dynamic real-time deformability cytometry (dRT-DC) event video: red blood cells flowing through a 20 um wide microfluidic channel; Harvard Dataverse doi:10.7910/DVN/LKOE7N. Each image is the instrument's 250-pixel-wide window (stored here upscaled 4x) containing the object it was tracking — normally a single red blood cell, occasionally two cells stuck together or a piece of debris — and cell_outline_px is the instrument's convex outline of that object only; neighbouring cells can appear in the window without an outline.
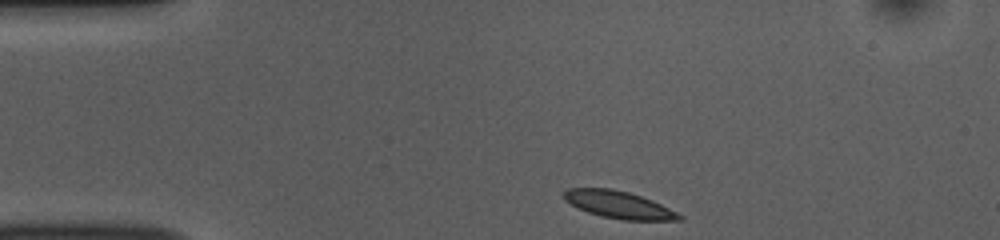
{"species": "common noctule bat (a hibernating species)", "species_latin": "Nyctalus noctula", "temperature_condition": "room temperature", "stored_images_in_passage": 44, "camera_frame_rate_fps": 3000, "um_per_image_px": 0.085, "animal": {"sex": "female", "body_mass_g": 10.0, "forearm_length_mm": 53.1}, "frame": {"image": 1, "passage_image": 1, "time_ms": 0.0, "image_size_px": [1000, 240], "cell_outline_px": [[684, 220], [620, 220], [600, 216], [588, 212], [564, 200], [564, 192], [568, 188], [612, 188], [628, 192], [652, 200], [684, 216]], "centroid_in_image_um": [52.61, 17.41], "position_along_channel_um": 32.4, "area_um2": 18.21}}
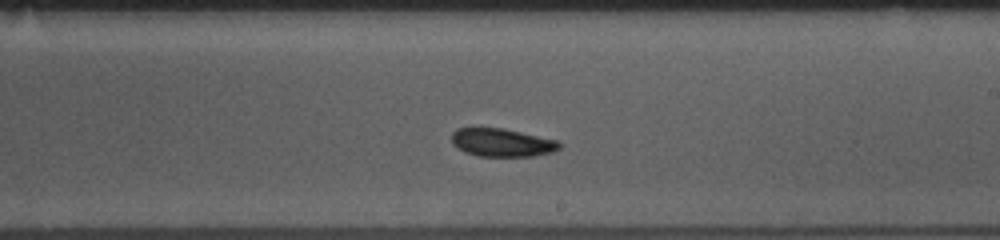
{"frame": {"image": 2, "passage_image": 22, "time_ms": 7.0, "image_size_px": [1000, 240], "cell_outline_px": [[560, 148], [552, 152], [532, 156], [476, 156], [464, 152], [452, 144], [452, 132], [456, 128], [504, 128], [556, 140], [560, 144]], "centroid_in_image_um": [42.62, 12.12], "position_along_channel_um": 246.4, "area_um2": 17.63}}
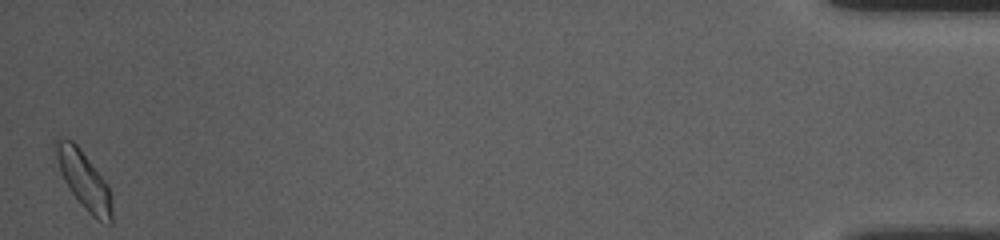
{"frame": {"image": 3, "passage_image": 44, "time_ms": 14.333, "image_size_px": [1000, 240], "cell_outline_px": [[112, 224], [108, 224], [96, 220], [84, 208], [68, 188], [60, 172], [52, 148], [52, 144], [60, 136], [72, 140], [80, 148], [108, 184], [112, 208]], "centroid_in_image_um": [7.09, 15.27], "position_along_channel_um": 428.1, "area_um2": 19.19}, "authors_computed_cell_mechanics": {"area_um2": 18.0914, "velocity_mm_per_s": 3.7034, "shape_relaxation_time_tau1_ms": 2.8207, "shape_relaxation_time_tau2_ms": null, "deformation_change_tau1": 0.0943, "deformation_change_tau2": null}}